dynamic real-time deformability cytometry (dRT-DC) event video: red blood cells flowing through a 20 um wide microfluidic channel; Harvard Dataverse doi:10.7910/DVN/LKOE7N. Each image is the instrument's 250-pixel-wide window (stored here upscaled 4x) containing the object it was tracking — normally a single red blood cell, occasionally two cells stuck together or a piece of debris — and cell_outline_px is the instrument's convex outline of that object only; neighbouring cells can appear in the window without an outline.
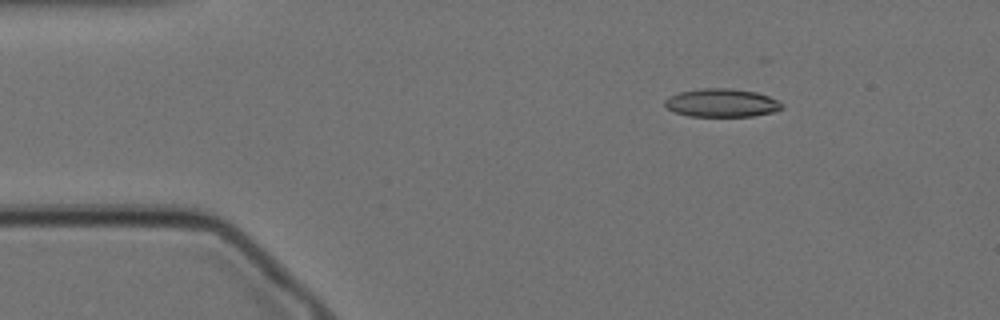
{"species": "Egyptian fruit bat (a non-hibernating species)", "species_latin": "Rousettus aegyptiacus", "temperature_condition": "cold", "stored_images_in_passage": 14, "camera_frame_rate_fps": 3000, "um_per_image_px": 0.085, "animal": {"sex": "female"}, "frame": {"image": 1, "passage_image": 1, "time_ms": 0.0, "image_size_px": [1000, 320], "cell_outline_px": [[784, 108], [772, 112], [752, 116], [688, 116], [676, 112], [668, 108], [664, 104], [664, 100], [668, 96], [680, 92], [700, 88], [732, 88], [756, 92], [768, 96], [784, 104]], "centroid_in_image_um": [61.34, 8.74], "position_along_channel_um": 23.7, "area_um2": 19.31}}
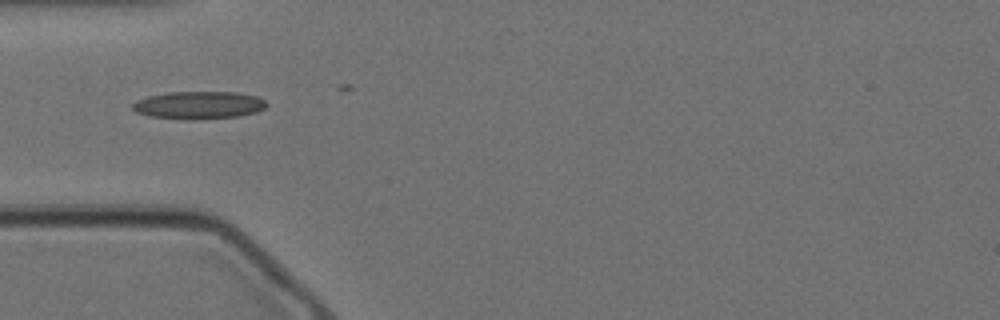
{"frame": {"image": 2, "passage_image": 10, "time_ms": 3.0, "image_size_px": [1000, 320], "cell_outline_px": [[268, 104], [264, 108], [256, 112], [236, 116], [192, 120], [184, 120], [148, 116], [136, 112], [132, 108], [132, 104], [136, 100], [148, 96], [168, 92], [236, 92], [256, 96], [264, 100]], "centroid_in_image_um": [16.85, 8.94], "position_along_channel_um": 68.1, "area_um2": 21.68}}
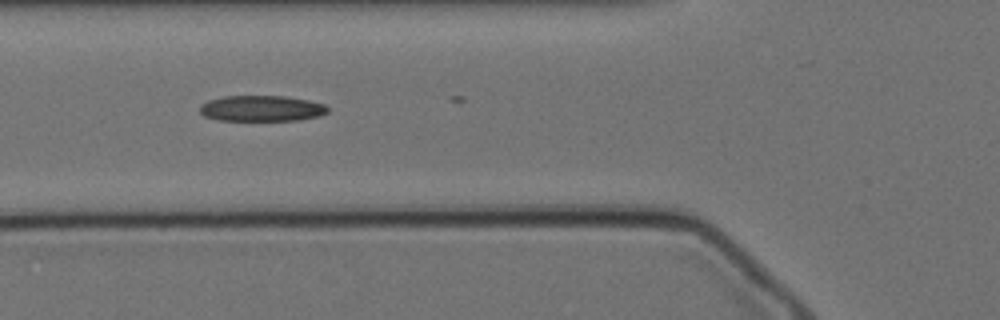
{"frame": {"image": 3, "passage_image": 13, "time_ms": 4.0, "image_size_px": [1000, 320], "cell_outline_px": [[328, 112], [320, 116], [300, 120], [220, 120], [204, 116], [200, 112], [200, 104], [208, 100], [224, 96], [288, 96], [308, 100], [324, 104], [328, 108]], "centroid_in_image_um": [22.24, 9.21], "position_along_channel_um": 103.6, "area_um2": 19.31}}